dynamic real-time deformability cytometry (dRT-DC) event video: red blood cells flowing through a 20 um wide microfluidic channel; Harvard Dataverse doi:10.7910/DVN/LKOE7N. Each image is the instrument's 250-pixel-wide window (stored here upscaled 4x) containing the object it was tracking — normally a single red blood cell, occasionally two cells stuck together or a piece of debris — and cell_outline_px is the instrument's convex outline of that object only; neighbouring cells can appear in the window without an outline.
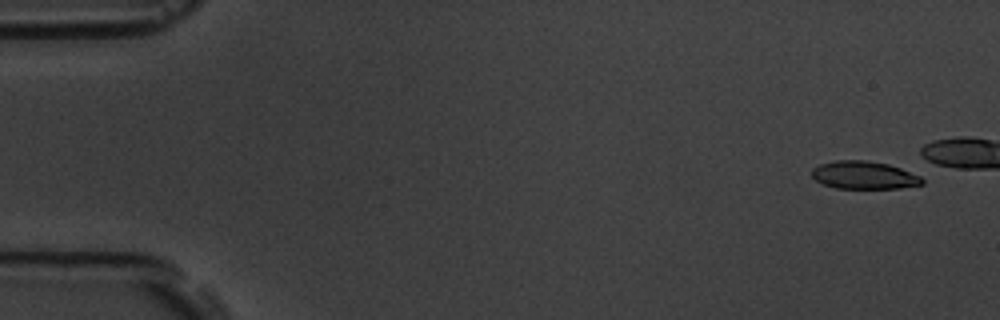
{"species": "common noctule bat (a hibernating species)", "species_latin": "Nyctalus noctula", "temperature_condition": "room temperature", "stored_images_in_passage": 5, "camera_frame_rate_fps": 3000, "um_per_image_px": 0.085, "animal": {"sex": "male", "body_mass_g": 19.5, "forearm_length_mm": 54.6}, "frame": {"image": 1, "passage_image": 1, "time_ms": 0.0, "image_size_px": [1000, 320], "cell_outline_px": [[924, 184], [900, 188], [836, 188], [824, 184], [816, 180], [812, 176], [812, 168], [820, 164], [836, 160], [868, 160], [888, 164], [900, 168], [920, 176], [924, 180]], "centroid_in_image_um": [73.45, 14.88], "position_along_channel_um": 11.6, "area_um2": 17.86}}
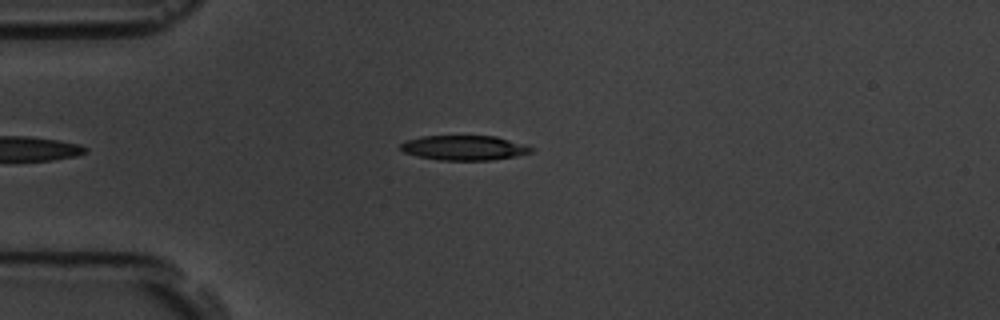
{"frame": {"image": 2, "passage_image": 5, "time_ms": 5.667, "image_size_px": [1000, 320], "cell_outline_px": [[532, 152], [516, 156], [492, 160], [440, 160], [420, 156], [404, 152], [400, 148], [400, 144], [404, 140], [420, 136], [496, 136], [524, 144], [532, 148]], "centroid_in_image_um": [39.44, 12.55], "position_along_channel_um": 45.6, "area_um2": 18.79}}